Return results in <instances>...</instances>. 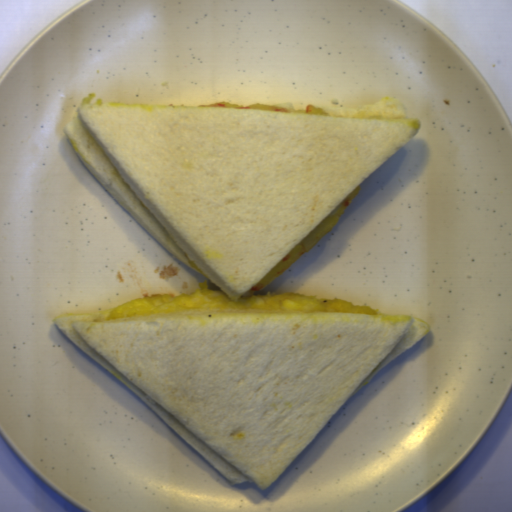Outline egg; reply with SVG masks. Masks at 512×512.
Masks as SVG:
<instances>
[{
    "mask_svg": "<svg viewBox=\"0 0 512 512\" xmlns=\"http://www.w3.org/2000/svg\"><path fill=\"white\" fill-rule=\"evenodd\" d=\"M361 188L357 187L345 199H349V205L343 206V200L335 206L326 217L308 234L306 235L288 254L290 258L286 261L278 262L258 283L254 286H262L265 289L284 271L293 266L300 258H302L310 249L323 240L338 224L341 217L354 202L356 196L360 193ZM260 289V290H262Z\"/></svg>",
    "mask_w": 512,
    "mask_h": 512,
    "instance_id": "obj_1",
    "label": "egg"
},
{
    "mask_svg": "<svg viewBox=\"0 0 512 512\" xmlns=\"http://www.w3.org/2000/svg\"><path fill=\"white\" fill-rule=\"evenodd\" d=\"M217 103H224L226 105V108H250L246 110H261V111H275L277 108L276 106L266 105V104H253L249 106H241V105H235L227 102H217ZM214 104V103H213ZM213 104H206V105H200L197 107H207V108H219V107H211ZM277 112V111H275Z\"/></svg>",
    "mask_w": 512,
    "mask_h": 512,
    "instance_id": "obj_2",
    "label": "egg"
},
{
    "mask_svg": "<svg viewBox=\"0 0 512 512\" xmlns=\"http://www.w3.org/2000/svg\"><path fill=\"white\" fill-rule=\"evenodd\" d=\"M310 112L307 113L305 109H288L290 113L302 114V115H318V116H331L327 111L316 105H309Z\"/></svg>",
    "mask_w": 512,
    "mask_h": 512,
    "instance_id": "obj_3",
    "label": "egg"
}]
</instances>
